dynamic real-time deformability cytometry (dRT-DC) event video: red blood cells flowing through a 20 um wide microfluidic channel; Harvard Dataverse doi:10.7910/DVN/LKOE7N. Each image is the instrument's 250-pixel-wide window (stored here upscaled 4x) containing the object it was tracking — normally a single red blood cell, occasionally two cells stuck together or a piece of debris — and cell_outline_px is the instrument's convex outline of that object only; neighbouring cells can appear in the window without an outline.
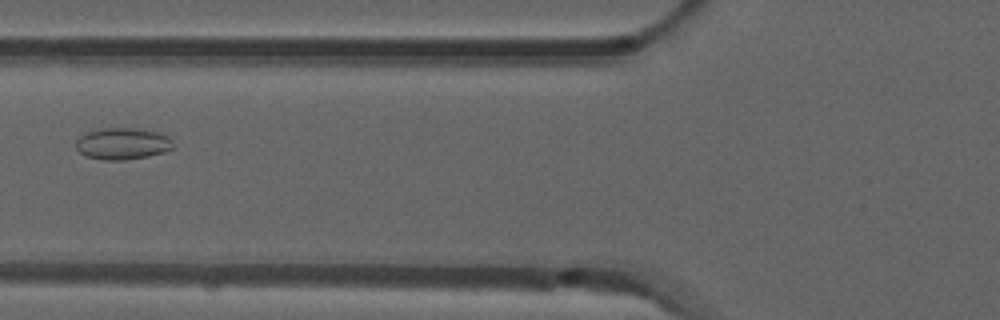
{"species": "common noctule bat (a hibernating species)", "species_latin": "Nyctalus noctula", "temperature_condition": "room temperature", "stored_images_in_passage": 5, "camera_frame_rate_fps": 3000, "um_per_image_px": 0.085, "animal": {"sex": "male", "forearm_length_mm": 52.5}, "frame": {"image": 1, "passage_image": 4, "time_ms": 1.0, "image_size_px": [1000, 320], "cell_outline_px": [[172, 148], [164, 152], [148, 156], [124, 160], [100, 160], [84, 156], [76, 148], [76, 140], [80, 136], [96, 128], [132, 128], [160, 132], [168, 136], [172, 140]], "centroid_in_image_um": [10.39, 12.21], "position_along_channel_um": 115.4, "area_um2": 18.09}}
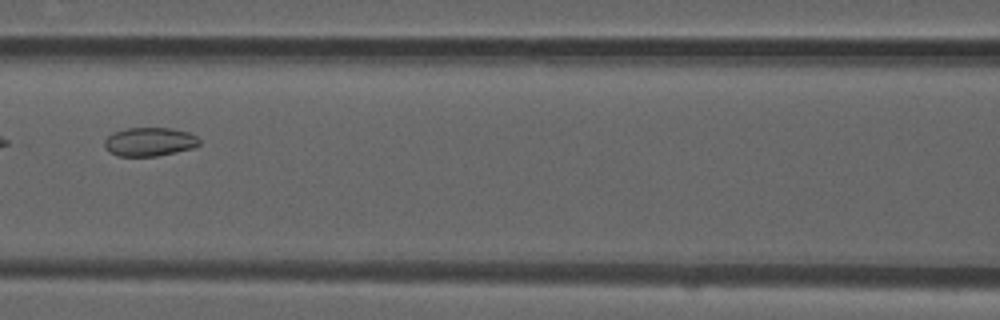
{"frame": {"image": 2, "passage_image": 5, "time_ms": 1.333, "image_size_px": [1000, 320], "cell_outline_px": [[200, 144], [192, 148], [176, 152], [156, 156], [116, 156], [108, 152], [104, 148], [104, 140], [112, 132], [128, 128], [172, 128], [188, 132], [196, 136], [200, 140]], "centroid_in_image_um": [12.67, 12.05], "position_along_channel_um": 153.9, "area_um2": 16.01}}